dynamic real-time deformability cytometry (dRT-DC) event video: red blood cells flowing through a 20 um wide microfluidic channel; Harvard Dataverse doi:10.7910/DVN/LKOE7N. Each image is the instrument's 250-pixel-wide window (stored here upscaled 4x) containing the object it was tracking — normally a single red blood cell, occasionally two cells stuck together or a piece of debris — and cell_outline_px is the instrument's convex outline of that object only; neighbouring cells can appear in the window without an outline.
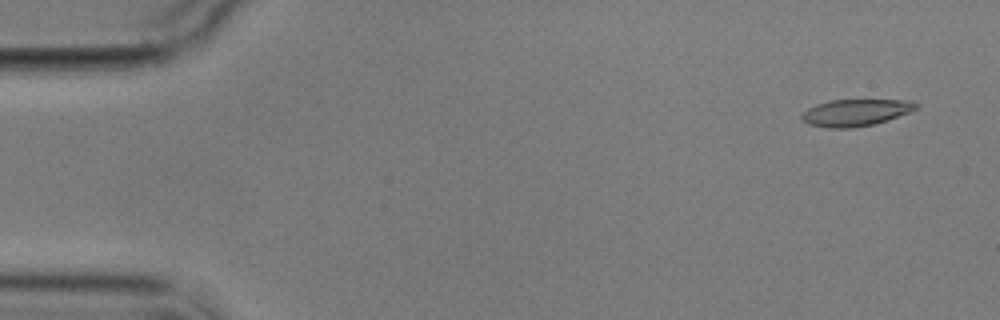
{"species": "common noctule bat (a hibernating species)", "species_latin": "Nyctalus noctula", "temperature_condition": "cold", "stored_images_in_passage": 4, "camera_frame_rate_fps": 3000, "um_per_image_px": 0.085, "animal": {"sex": "male", "body_mass_g": 17.9}, "frame": {"image": 1, "passage_image": 1, "time_ms": 0.0, "image_size_px": [1000, 320], "cell_outline_px": [[920, 104], [916, 108], [908, 112], [888, 120], [872, 124], [852, 128], [828, 128], [808, 124], [800, 116], [808, 108], [816, 104], [828, 100], [912, 100]], "centroid_in_image_um": [72.72, 9.56], "position_along_channel_um": 12.3, "area_um2": 17.8}}
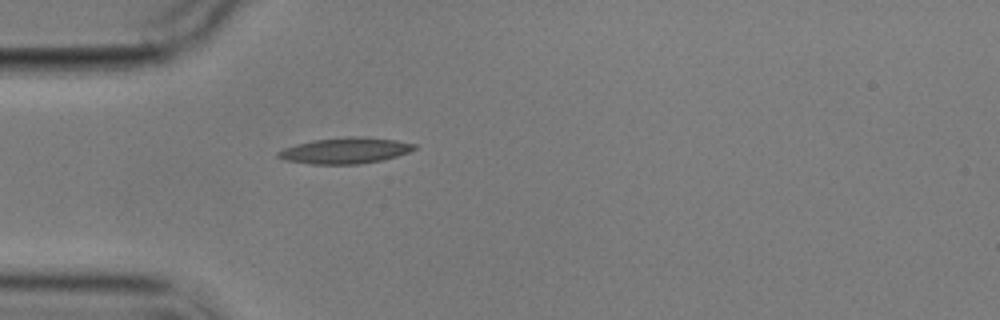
{"frame": {"image": 2, "passage_image": 4, "time_ms": 4.333, "image_size_px": [1000, 320], "cell_outline_px": [[416, 148], [408, 152], [396, 156], [380, 160], [360, 164], [312, 164], [284, 160], [276, 156], [276, 152], [284, 148], [296, 144], [312, 140], [348, 136], [364, 136], [396, 140], [416, 144]], "centroid_in_image_um": [29.31, 12.79], "position_along_channel_um": 55.7, "area_um2": 20.69}}